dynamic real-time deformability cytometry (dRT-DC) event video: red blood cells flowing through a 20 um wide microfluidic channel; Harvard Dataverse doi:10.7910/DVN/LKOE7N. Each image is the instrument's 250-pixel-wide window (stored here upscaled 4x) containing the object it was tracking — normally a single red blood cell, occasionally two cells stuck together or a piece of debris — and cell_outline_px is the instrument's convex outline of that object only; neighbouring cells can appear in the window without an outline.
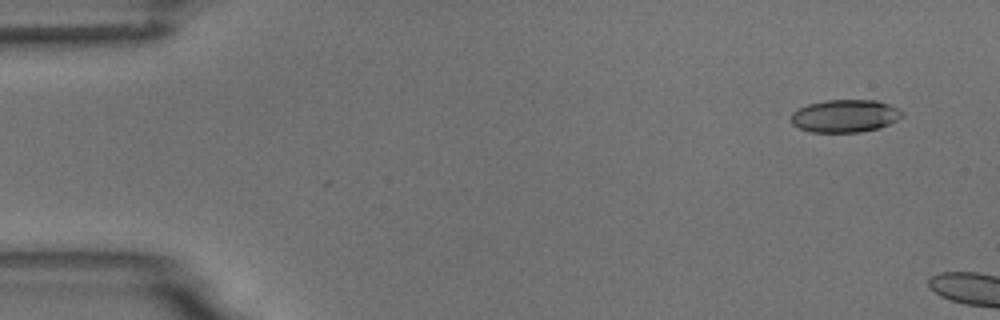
{"species": "common noctule bat (a hibernating species)", "species_latin": "Nyctalus noctula", "temperature_condition": "room temperature", "stored_images_in_passage": 3, "camera_frame_rate_fps": 3000, "um_per_image_px": 0.085, "animal": {"sex": "male", "body_mass_g": 18.8}, "frame": {"image": 1, "passage_image": 1, "time_ms": 0.0, "image_size_px": [1000, 320], "cell_outline_px": [[904, 116], [880, 128], [860, 132], [812, 132], [800, 128], [792, 124], [792, 112], [808, 104], [824, 100], [876, 100], [900, 108], [904, 112]], "centroid_in_image_um": [71.86, 9.85], "position_along_channel_um": 13.1, "area_um2": 21.21}}